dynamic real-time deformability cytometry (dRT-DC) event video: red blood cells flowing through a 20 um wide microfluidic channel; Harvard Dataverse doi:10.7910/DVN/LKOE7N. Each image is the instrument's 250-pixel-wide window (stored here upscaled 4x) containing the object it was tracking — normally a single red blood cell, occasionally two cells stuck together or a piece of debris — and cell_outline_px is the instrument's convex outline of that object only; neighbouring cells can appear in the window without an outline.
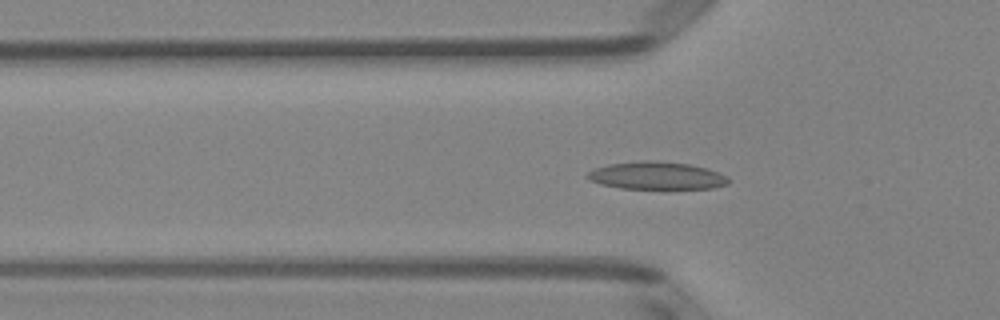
{"species": "Egyptian fruit bat (a non-hibernating species)", "species_latin": "Rousettus aegyptiacus", "temperature_condition": "room temperature", "stored_images_in_passage": 50, "camera_frame_rate_fps": 3000, "um_per_image_px": 0.085, "animal": {"sex": "female"}, "frame": {"image": 1, "passage_image": 15, "time_ms": 4.667, "image_size_px": [1000, 320], "cell_outline_px": [[732, 180], [728, 184], [712, 188], [620, 188], [600, 184], [588, 180], [584, 176], [592, 168], [608, 164], [644, 160], [648, 160], [688, 164], [708, 168], [728, 176]], "centroid_in_image_um": [55.79, 14.92], "position_along_channel_um": 70.0, "area_um2": 22.83}}
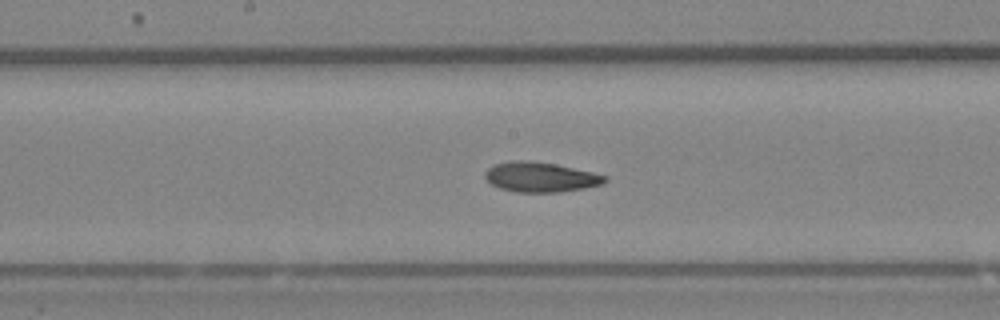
{"frame": {"image": 2, "passage_image": 25, "time_ms": 8.0, "image_size_px": [1000, 320], "cell_outline_px": [[608, 180], [604, 184], [584, 188], [560, 192], [516, 192], [500, 188], [492, 184], [484, 176], [484, 172], [492, 164], [512, 160], [528, 160], [556, 164], [592, 172], [608, 176]], "centroid_in_image_um": [45.95, 15.04], "position_along_channel_um": 202.3, "area_um2": 21.04}}
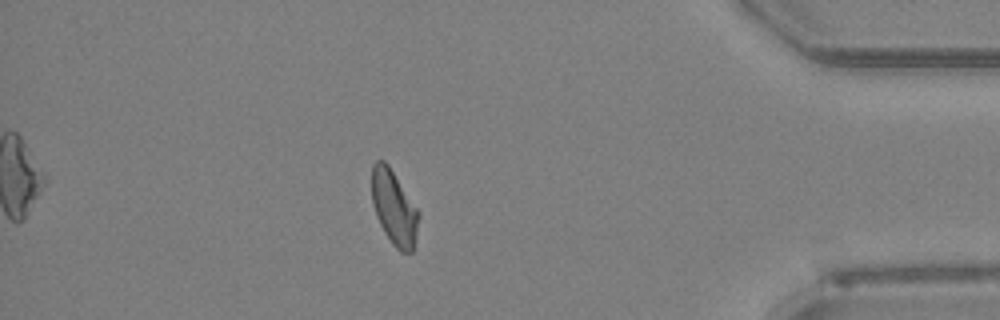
{"frame": {"image": 3, "passage_image": 43, "time_ms": 14.0, "image_size_px": [1000, 320], "cell_outline_px": [[420, 216], [416, 236], [412, 252], [400, 252], [392, 244], [384, 232], [376, 216], [372, 204], [372, 164], [376, 160], [384, 160], [388, 164], [420, 212]], "centroid_in_image_um": [33.49, 17.65], "position_along_channel_um": 401.7, "area_um2": 20.46}, "authors_computed_cell_mechanics": {"area_um2": 21.0103, "velocity_mm_per_s": 3.9665, "shape_relaxation_time_tau1_ms": null, "shape_relaxation_time_tau2_ms": 4.7037, "deformation_change_tau1": null, "deformation_change_tau2": 0.1081}}